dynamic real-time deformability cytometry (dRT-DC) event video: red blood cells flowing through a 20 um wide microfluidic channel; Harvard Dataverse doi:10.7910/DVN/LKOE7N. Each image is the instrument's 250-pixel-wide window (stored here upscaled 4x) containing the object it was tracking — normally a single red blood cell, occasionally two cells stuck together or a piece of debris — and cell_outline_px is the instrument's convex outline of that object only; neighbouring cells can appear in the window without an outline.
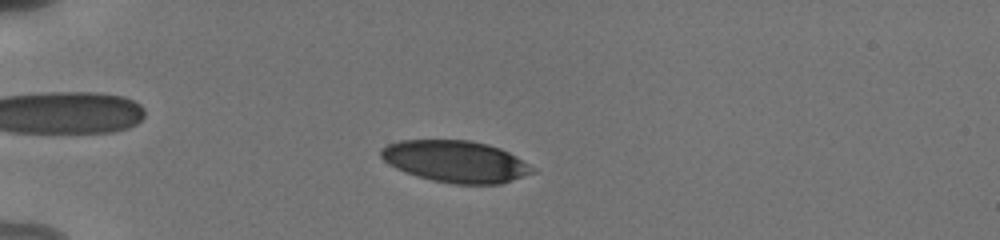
{"species": "human", "species_latin": "Homo sapiens", "temperature_condition": "cold", "stored_images_in_passage": 51, "camera_frame_rate_fps": 3000, "um_per_image_px": 0.085, "donor": {"sex": "male"}, "frame": {"image": 1, "passage_image": 12, "time_ms": 3.667, "image_size_px": [1000, 240], "cell_outline_px": [[536, 172], [500, 184], [456, 184], [432, 180], [416, 176], [404, 172], [388, 164], [380, 156], [380, 148], [388, 144], [400, 140], [468, 140], [488, 144], [500, 148], [516, 156], [536, 168]], "centroid_in_image_um": [38.72, 13.72], "position_along_channel_um": 46.3, "area_um2": 36.99}}
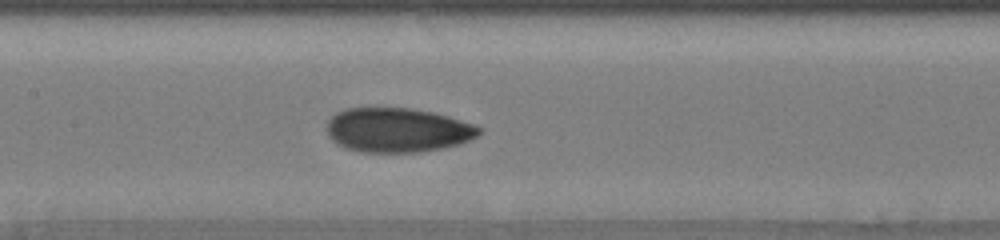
{"frame": {"image": 2, "passage_image": 25, "time_ms": 8.0, "image_size_px": [1000, 240], "cell_outline_px": [[484, 128], [480, 136], [460, 144], [420, 152], [360, 152], [344, 148], [336, 144], [328, 136], [328, 120], [336, 112], [344, 108], [408, 108], [432, 112], [448, 116]], "centroid_in_image_um": [33.8, 11.06], "position_along_channel_um": 173.6, "area_um2": 39.59}}
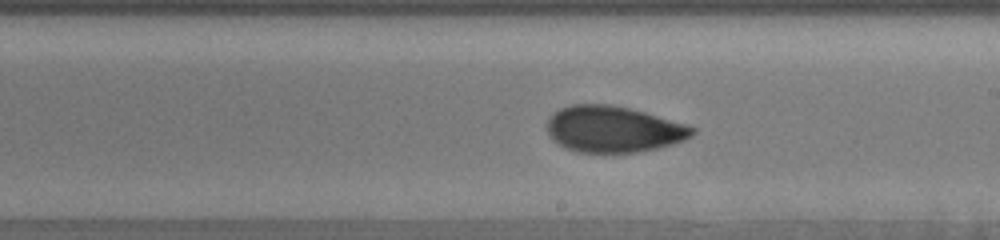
{"frame": {"image": 3, "passage_image": 30, "time_ms": 9.667, "image_size_px": [1000, 240], "cell_outline_px": [[696, 132], [692, 136], [684, 140], [672, 144], [656, 148], [636, 152], [576, 152], [552, 140], [548, 132], [548, 120], [552, 112], [560, 108], [572, 104], [608, 104], [628, 108], [644, 112], [688, 124], [696, 128]], "centroid_in_image_um": [52.15, 10.97], "position_along_channel_um": 236.8, "area_um2": 39.07}, "authors_computed_cell_mechanics": {"area_um2": 37.9746, "velocity_mm_per_s": 3.8226, "shape_relaxation_time_tau1_ms": 7.2423, "shape_relaxation_time_tau2_ms": 1.5187, "deformation_change_tau1": 0.1545, "deformation_change_tau2": 0.0667}}